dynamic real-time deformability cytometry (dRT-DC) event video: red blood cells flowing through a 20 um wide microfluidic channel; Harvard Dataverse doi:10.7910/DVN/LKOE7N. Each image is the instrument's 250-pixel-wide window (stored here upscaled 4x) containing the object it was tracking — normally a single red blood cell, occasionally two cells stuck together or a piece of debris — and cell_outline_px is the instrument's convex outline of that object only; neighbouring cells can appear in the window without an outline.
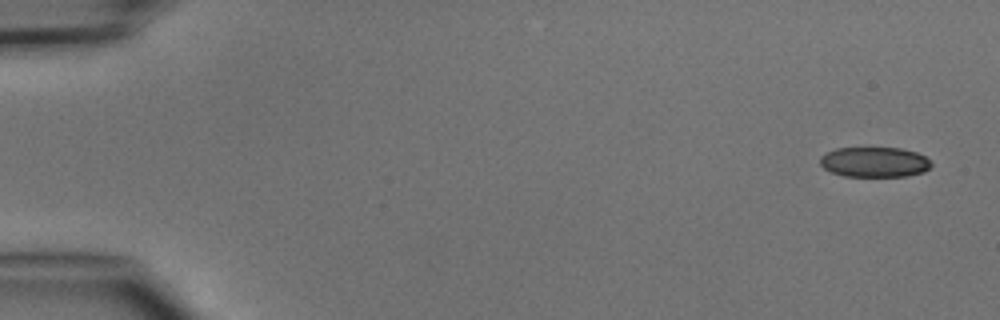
{"species": "common noctule bat (a hibernating species)", "species_latin": "Nyctalus noctula", "temperature_condition": "cold", "stored_images_in_passage": 6, "camera_frame_rate_fps": 3000, "um_per_image_px": 0.085, "animal": {"sex": "male", "body_mass_g": 15.6}, "frame": {"image": 1, "passage_image": 1, "time_ms": 0.0, "image_size_px": [1000, 320], "cell_outline_px": [[932, 164], [924, 172], [908, 176], [844, 176], [832, 172], [824, 168], [820, 164], [820, 156], [836, 148], [900, 148], [916, 152], [924, 156]], "centroid_in_image_um": [74.32, 13.78], "position_along_channel_um": 10.7, "area_um2": 19.42}}
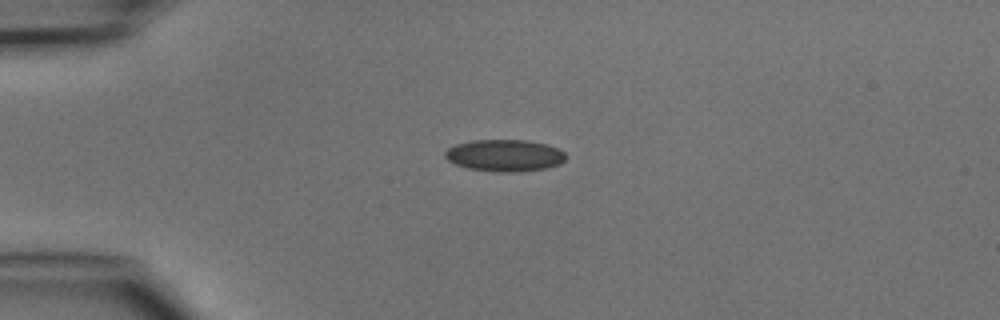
{"frame": {"image": 2, "passage_image": 4, "time_ms": 3.333, "image_size_px": [1000, 320], "cell_outline_px": [[568, 156], [560, 164], [548, 168], [516, 172], [496, 172], [468, 168], [456, 164], [448, 160], [444, 156], [444, 152], [448, 148], [456, 144], [472, 140], [528, 140], [560, 148]], "centroid_in_image_um": [42.92, 13.21], "position_along_channel_um": 42.1, "area_um2": 22.6}}